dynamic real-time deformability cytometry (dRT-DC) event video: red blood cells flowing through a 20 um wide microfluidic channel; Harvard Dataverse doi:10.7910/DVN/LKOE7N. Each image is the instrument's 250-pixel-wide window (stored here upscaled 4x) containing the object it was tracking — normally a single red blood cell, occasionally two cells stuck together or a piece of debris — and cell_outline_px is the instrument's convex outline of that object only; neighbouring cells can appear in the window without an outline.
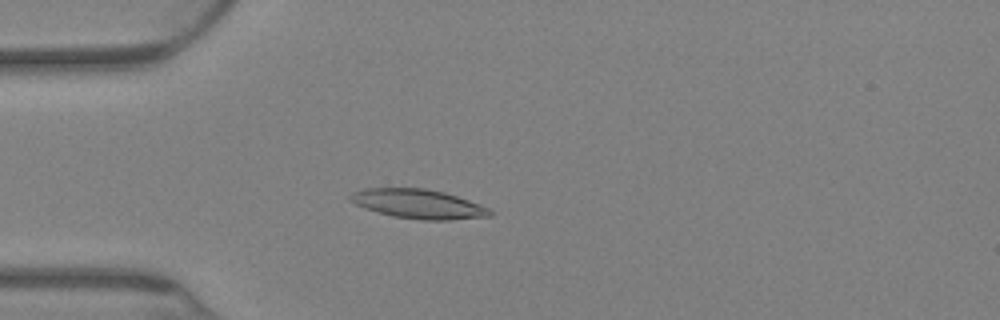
{"species": "Egyptian fruit bat (a non-hibernating species)", "species_latin": "Rousettus aegyptiacus", "temperature_condition": "warm", "stored_images_in_passage": 76, "camera_frame_rate_fps": 3000, "um_per_image_px": 0.085, "animal": {"sex": "female"}, "frame": {"image": 1, "passage_image": 22, "time_ms": 7.0, "image_size_px": [1000, 320], "cell_outline_px": [[492, 216], [448, 220], [420, 220], [392, 216], [364, 208], [348, 200], [348, 196], [352, 192], [364, 188], [424, 188], [444, 192], [480, 204], [488, 208], [492, 212]], "centroid_in_image_um": [35.52, 17.33], "position_along_channel_um": 49.5, "area_um2": 23.87}}
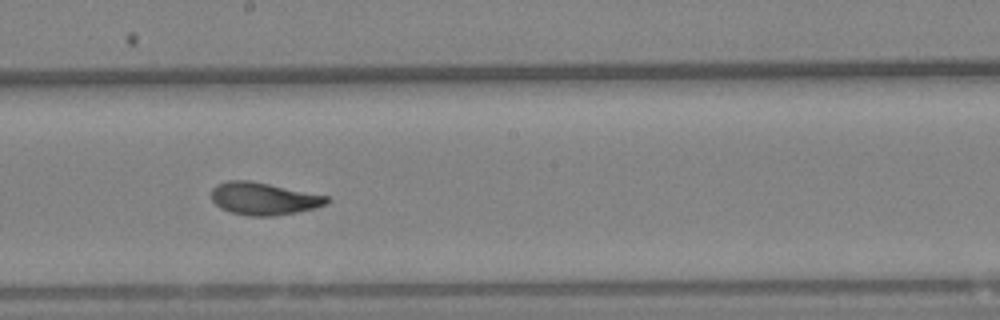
{"frame": {"image": 2, "passage_image": 43, "time_ms": 14.0, "image_size_px": [1000, 320], "cell_outline_px": [[332, 200], [328, 204], [316, 208], [296, 212], [272, 216], [248, 216], [232, 212], [220, 208], [212, 200], [212, 188], [216, 184], [228, 180], [248, 180], [328, 196]], "centroid_in_image_um": [22.42, 16.89], "position_along_channel_um": 225.8, "area_um2": 21.79}}
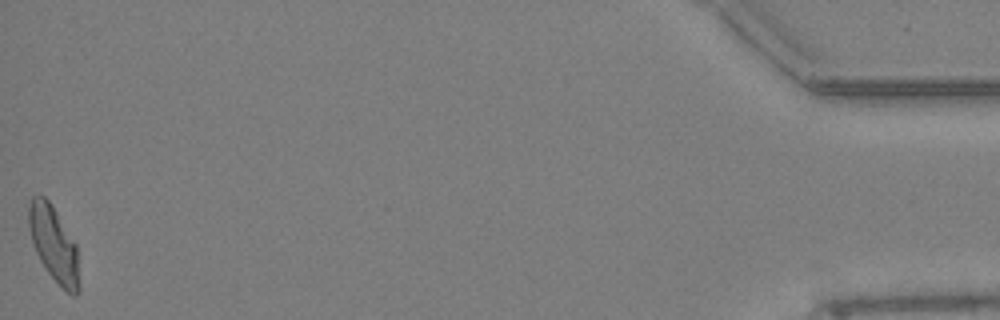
{"frame": {"image": 3, "passage_image": 76, "time_ms": 25.0, "image_size_px": [1000, 320], "cell_outline_px": [[80, 288], [72, 296], [48, 272], [40, 260], [36, 252], [32, 240], [28, 224], [28, 204], [32, 196], [44, 196], [52, 204], [76, 244], [80, 284]], "centroid_in_image_um": [4.57, 20.7], "position_along_channel_um": 430.6, "area_um2": 21.91}, "authors_computed_cell_mechanics": {"area_um2": 22.1952, "velocity_mm_per_s": 2.7328, "shape_relaxation_time_tau1_ms": 6.7858, "shape_relaxation_time_tau2_ms": 1.9455, "deformation_change_tau1": 0.2179, "deformation_change_tau2": 0.0688}}